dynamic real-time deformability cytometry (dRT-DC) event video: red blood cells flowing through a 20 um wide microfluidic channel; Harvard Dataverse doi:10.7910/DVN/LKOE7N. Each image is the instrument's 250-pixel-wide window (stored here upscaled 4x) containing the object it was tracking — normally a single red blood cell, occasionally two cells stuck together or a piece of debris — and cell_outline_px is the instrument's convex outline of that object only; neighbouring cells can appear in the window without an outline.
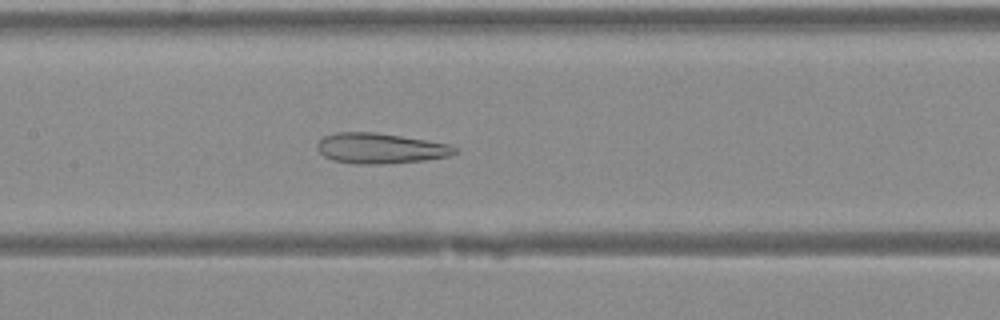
{"species": "Egyptian fruit bat (a non-hibernating species)", "species_latin": "Rousettus aegyptiacus", "temperature_condition": "warm", "stored_images_in_passage": 36, "camera_frame_rate_fps": 3000, "um_per_image_px": 0.085, "animal": {"sex": "female"}, "frame": {"image": 1, "passage_image": 14, "time_ms": 4.333, "image_size_px": [1000, 320], "cell_outline_px": [[456, 152], [448, 156], [424, 160], [384, 164], [356, 164], [332, 160], [324, 156], [316, 148], [316, 144], [324, 136], [336, 132], [376, 132], [448, 144], [456, 148]], "centroid_in_image_um": [32.27, 12.61], "position_along_channel_um": 175.1, "area_um2": 24.22}}
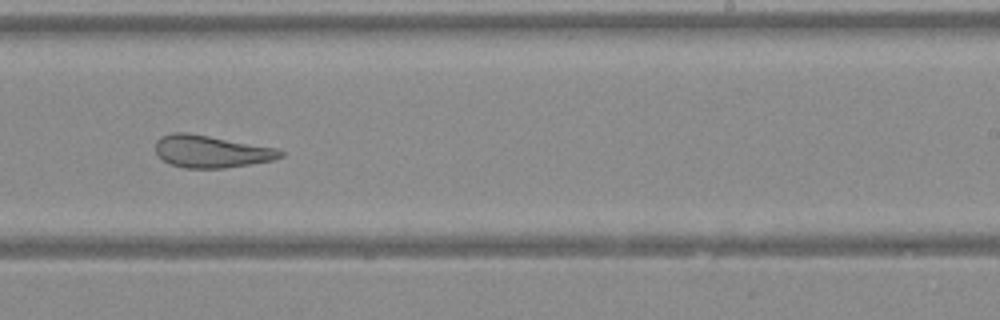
{"frame": {"image": 2, "passage_image": 20, "time_ms": 6.333, "image_size_px": [1000, 320], "cell_outline_px": [[284, 156], [272, 160], [224, 168], [184, 168], [168, 164], [156, 152], [156, 140], [160, 136], [172, 132], [184, 132], [208, 136], [276, 148], [284, 152]], "centroid_in_image_um": [17.92, 12.88], "position_along_channel_um": 271.1, "area_um2": 23.29}}
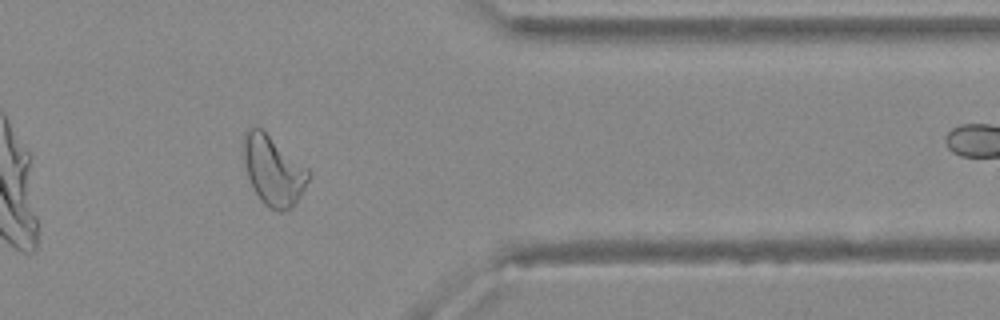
{"frame": {"image": 3, "passage_image": 28, "time_ms": 9.0, "image_size_px": [1000, 320], "cell_outline_px": [[312, 172], [300, 196], [292, 208], [284, 212], [276, 212], [268, 208], [260, 200], [252, 188], [248, 176], [244, 160], [244, 132], [248, 128], [260, 128], [308, 168]], "centroid_in_image_um": [23.24, 14.55], "position_along_channel_um": 388.2, "area_um2": 26.18}}